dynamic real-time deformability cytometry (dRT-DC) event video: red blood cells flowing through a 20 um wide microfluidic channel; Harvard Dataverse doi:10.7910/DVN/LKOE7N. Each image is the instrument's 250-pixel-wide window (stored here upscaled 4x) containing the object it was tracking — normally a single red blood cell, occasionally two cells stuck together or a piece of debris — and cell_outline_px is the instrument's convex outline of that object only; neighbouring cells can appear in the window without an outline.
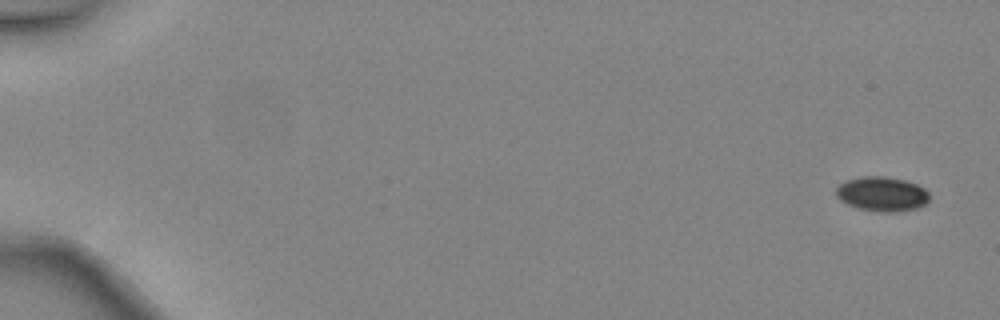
{"species": "common noctule bat (a hibernating species)", "species_latin": "Nyctalus noctula", "temperature_condition": "warm", "stored_images_in_passage": 4, "camera_frame_rate_fps": 3000, "um_per_image_px": 0.085, "animal": {"sex": "female", "body_mass_g": 24.6, "forearm_length_mm": 56.2}, "frame": {"image": 1, "passage_image": 1, "time_ms": 0.0, "image_size_px": [1000, 320], "cell_outline_px": [[928, 200], [924, 204], [916, 208], [896, 212], [880, 212], [860, 208], [848, 204], [840, 200], [836, 196], [836, 188], [844, 180], [864, 176], [884, 176], [904, 180], [916, 184], [924, 188], [928, 192]], "centroid_in_image_um": [74.95, 16.48], "position_along_channel_um": 10.1, "area_um2": 18.67}}